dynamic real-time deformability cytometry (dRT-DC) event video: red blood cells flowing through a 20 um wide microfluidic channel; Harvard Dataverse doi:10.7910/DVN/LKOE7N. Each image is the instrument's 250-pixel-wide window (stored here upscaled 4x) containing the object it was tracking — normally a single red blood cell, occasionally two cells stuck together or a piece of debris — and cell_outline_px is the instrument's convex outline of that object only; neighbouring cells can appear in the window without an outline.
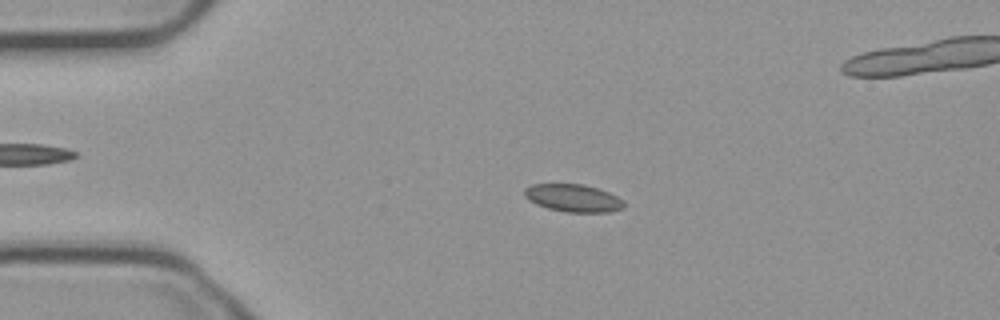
{"species": "common noctule bat (a hibernating species)", "species_latin": "Nyctalus noctula", "temperature_condition": "cold", "stored_images_in_passage": 56, "camera_frame_rate_fps": 3000, "um_per_image_px": 0.085, "animal": {"sex": "male", "body_mass_g": 23.1, "forearm_length_mm": 52.7}, "frame": {"image": 1, "passage_image": 12, "time_ms": 3.667, "image_size_px": [1000, 320], "cell_outline_px": [[624, 208], [608, 212], [564, 212], [548, 208], [536, 204], [528, 200], [524, 196], [524, 188], [532, 184], [584, 184], [608, 192], [624, 200]], "centroid_in_image_um": [48.7, 16.83], "position_along_channel_um": 36.3, "area_um2": 16.07}}
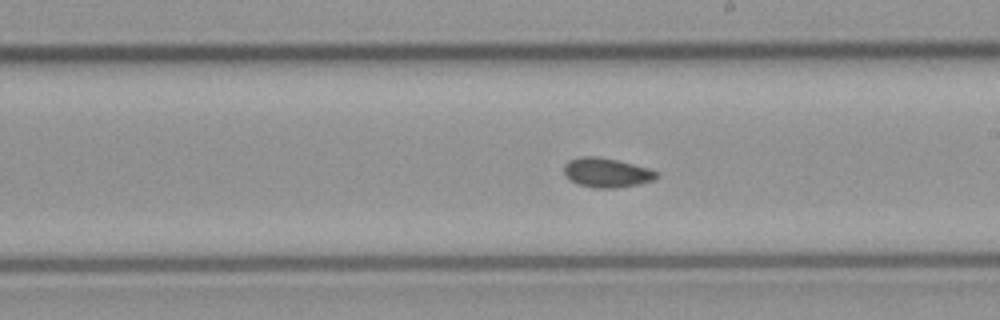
{"frame": {"image": 2, "passage_image": 31, "time_ms": 10.0, "image_size_px": [1000, 320], "cell_outline_px": [[660, 176], [652, 180], [640, 184], [616, 188], [592, 188], [576, 184], [564, 176], [564, 164], [568, 160], [580, 156], [596, 156], [616, 160], [648, 168], [660, 172]], "centroid_in_image_um": [51.54, 14.68], "position_along_channel_um": 237.5, "area_um2": 16.13}}
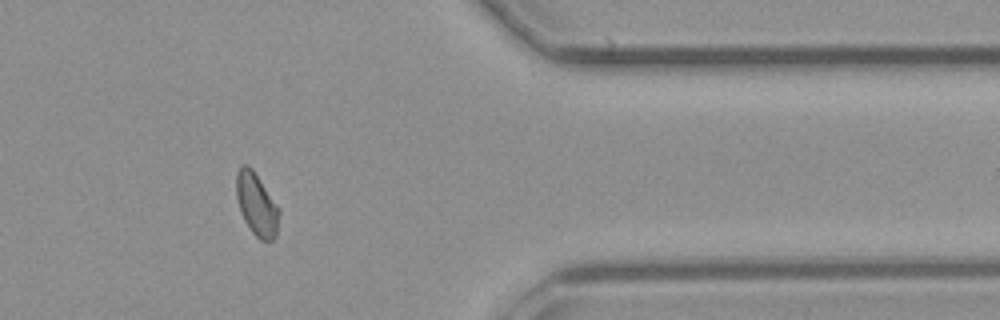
{"frame": {"image": 3, "passage_image": 45, "time_ms": 14.667, "image_size_px": [1000, 320], "cell_outline_px": [[280, 212], [276, 236], [268, 244], [260, 240], [252, 232], [244, 220], [240, 212], [236, 196], [236, 172], [240, 164], [248, 164], [252, 168], [280, 208]], "centroid_in_image_um": [21.81, 17.38], "position_along_channel_um": 389.6, "area_um2": 16.01}, "authors_computed_cell_mechanics": {"area_um2": 15.6349, "velocity_mm_per_s": 3.7387, "shape_relaxation_time_tau1_ms": 3.3799, "shape_relaxation_time_tau2_ms": 1.4298, "deformation_change_tau1": 0.0727, "deformation_change_tau2": 0.0519}}